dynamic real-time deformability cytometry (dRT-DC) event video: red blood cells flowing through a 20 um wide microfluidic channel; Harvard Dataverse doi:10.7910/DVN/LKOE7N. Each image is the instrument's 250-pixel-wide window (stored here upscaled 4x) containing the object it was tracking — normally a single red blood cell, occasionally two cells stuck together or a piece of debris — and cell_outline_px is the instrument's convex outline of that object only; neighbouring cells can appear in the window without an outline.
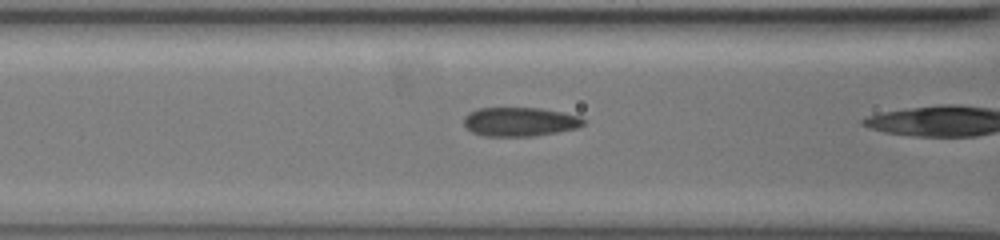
{"species": "common noctule bat (a hibernating species)", "species_latin": "Nyctalus noctula", "temperature_condition": "warm", "stored_images_in_passage": 29, "camera_frame_rate_fps": 3000, "um_per_image_px": 0.085, "animal": {"sex": "female", "body_mass_g": 19.5, "forearm_length_mm": 54.1}, "frame": {"image": 1, "passage_image": 28, "time_ms": 9.0, "image_size_px": [1000, 240], "cell_outline_px": [[584, 124], [576, 128], [556, 132], [532, 136], [484, 136], [472, 132], [464, 124], [464, 116], [468, 112], [476, 108], [540, 108], [580, 116], [584, 120]], "centroid_in_image_um": [44.14, 10.34], "position_along_channel_um": 122.5, "area_um2": 20.11}}